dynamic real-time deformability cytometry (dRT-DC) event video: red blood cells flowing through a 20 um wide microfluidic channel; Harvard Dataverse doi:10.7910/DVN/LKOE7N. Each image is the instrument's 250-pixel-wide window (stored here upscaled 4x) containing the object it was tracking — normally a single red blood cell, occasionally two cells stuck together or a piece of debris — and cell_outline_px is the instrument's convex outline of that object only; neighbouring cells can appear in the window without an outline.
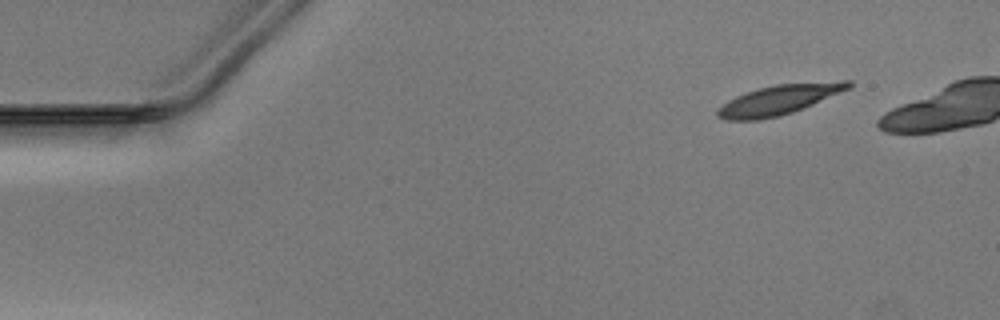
{"species": "Egyptian fruit bat (a non-hibernating species)", "species_latin": "Rousettus aegyptiacus", "temperature_condition": "warm", "stored_images_in_passage": 39, "camera_frame_rate_fps": 3000, "um_per_image_px": 0.085, "animal": {"sex": "male"}, "frame": {"image": 1, "passage_image": 1, "time_ms": 0.0, "image_size_px": [1000, 320], "cell_outline_px": [[852, 88], [792, 112], [780, 116], [756, 120], [728, 120], [716, 116], [716, 112], [728, 100], [736, 96], [756, 88], [776, 84], [840, 80], [852, 80]], "centroid_in_image_um": [66.26, 8.45], "position_along_channel_um": 18.7, "area_um2": 22.77}}
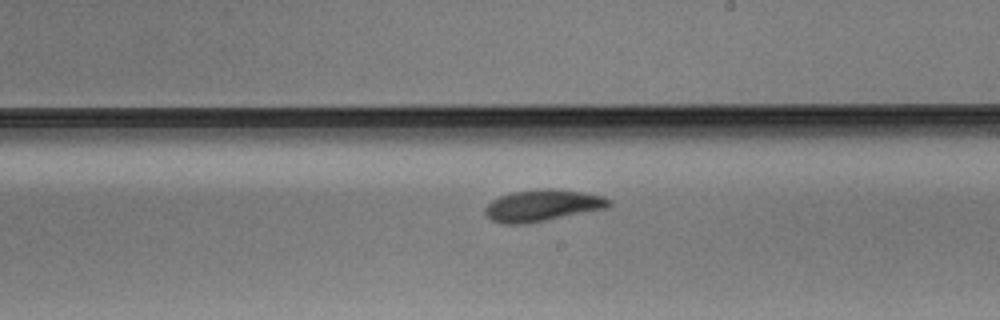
{"frame": {"image": 2, "passage_image": 26, "time_ms": 8.333, "image_size_px": [1000, 320], "cell_outline_px": [[612, 204], [608, 208], [528, 224], [504, 224], [492, 220], [484, 216], [484, 208], [492, 200], [500, 196], [512, 192], [536, 188], [552, 188], [584, 192], [604, 196], [612, 200]], "centroid_in_image_um": [46.12, 17.46], "position_along_channel_um": 242.9, "area_um2": 23.35}}
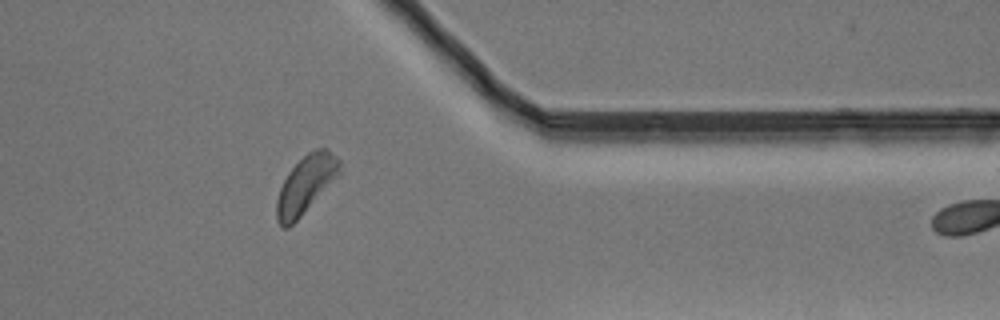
{"frame": {"image": 3, "passage_image": 38, "time_ms": 12.333, "image_size_px": [1000, 320], "cell_outline_px": [[340, 176], [288, 228], [284, 228], [276, 220], [276, 200], [280, 188], [288, 172], [308, 152], [316, 148], [328, 148], [340, 160]], "centroid_in_image_um": [26.01, 15.67], "position_along_channel_um": 385.4, "area_um2": 21.15}}